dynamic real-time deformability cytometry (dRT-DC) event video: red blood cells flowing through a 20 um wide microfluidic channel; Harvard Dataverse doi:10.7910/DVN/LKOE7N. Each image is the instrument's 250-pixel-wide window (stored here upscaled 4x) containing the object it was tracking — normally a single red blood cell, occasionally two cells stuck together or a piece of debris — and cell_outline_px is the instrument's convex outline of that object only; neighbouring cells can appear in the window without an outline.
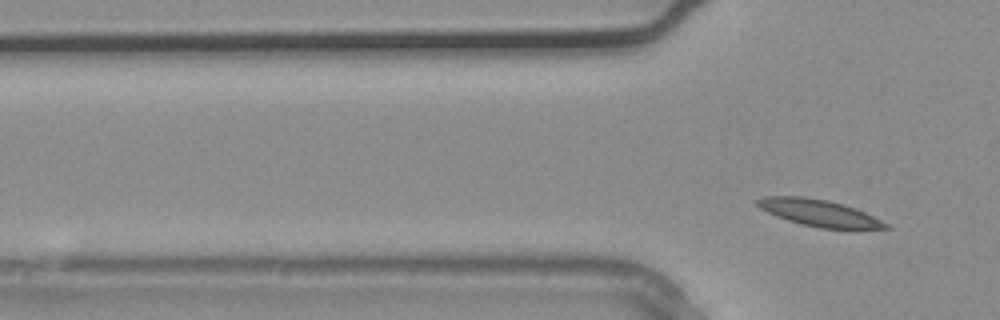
{"species": "common noctule bat (a hibernating species)", "species_latin": "Nyctalus noctula", "temperature_condition": "warm", "stored_images_in_passage": 3, "segment_of_instrument_passage": [2, 2], "camera_frame_rate_fps": 3000, "um_per_image_px": 0.085, "animal": {"sex": "male", "body_mass_g": 20.4}, "frame": {"image": 1, "passage_image": 3, "time_ms": 0.667, "image_size_px": [1000, 320], "cell_outline_px": [[892, 228], [860, 232], [820, 228], [800, 224], [776, 216], [760, 208], [756, 204], [756, 200], [764, 196], [804, 196], [828, 200], [844, 204], [864, 212], [892, 224]], "centroid_in_image_um": [69.79, 18.16], "position_along_channel_um": 56.0, "area_um2": 20.98}}